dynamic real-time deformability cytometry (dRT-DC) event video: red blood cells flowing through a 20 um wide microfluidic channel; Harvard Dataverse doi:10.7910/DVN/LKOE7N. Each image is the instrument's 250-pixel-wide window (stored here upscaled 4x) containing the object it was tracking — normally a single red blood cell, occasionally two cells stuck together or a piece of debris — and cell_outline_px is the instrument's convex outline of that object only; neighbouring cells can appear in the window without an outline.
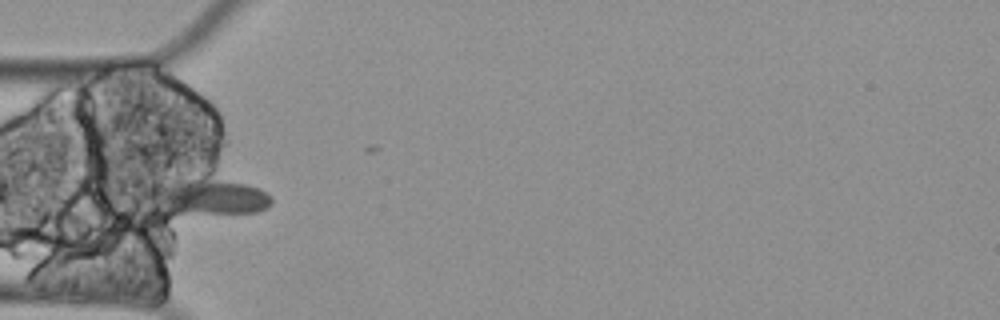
{"species": "Egyptian fruit bat (a non-hibernating species)", "species_latin": "Rousettus aegyptiacus", "temperature_condition": "cold", "stored_images_in_passage": 43, "camera_frame_rate_fps": 3000, "um_per_image_px": 0.085, "animal": {"sex": "female"}, "frame": {"image": 1, "passage_image": 1, "time_ms": 0.0, "image_size_px": [1000, 320], "cell_outline_px": [[272, 204], [256, 212], [172, 212], [144, 196], [152, 180], [208, 172], [260, 188], [272, 196]], "centroid_in_image_um": [17.6, 16.53], "position_along_channel_um": 67.4, "area_um2": 27.63}}
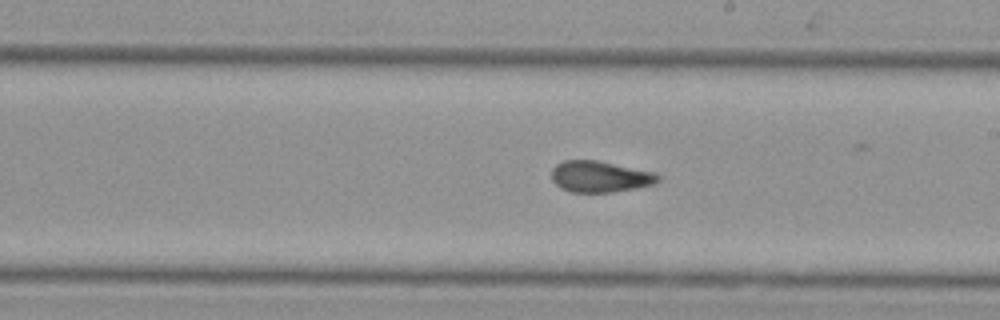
{"frame": {"image": 2, "passage_image": 16, "time_ms": 5.0, "image_size_px": [1000, 320], "cell_outline_px": [[660, 180], [652, 184], [636, 188], [612, 192], [572, 192], [560, 188], [552, 180], [552, 168], [556, 164], [564, 160], [596, 160], [656, 172], [660, 176]], "centroid_in_image_um": [51.0, 15.01], "position_along_channel_um": 238.0, "area_um2": 19.42}}
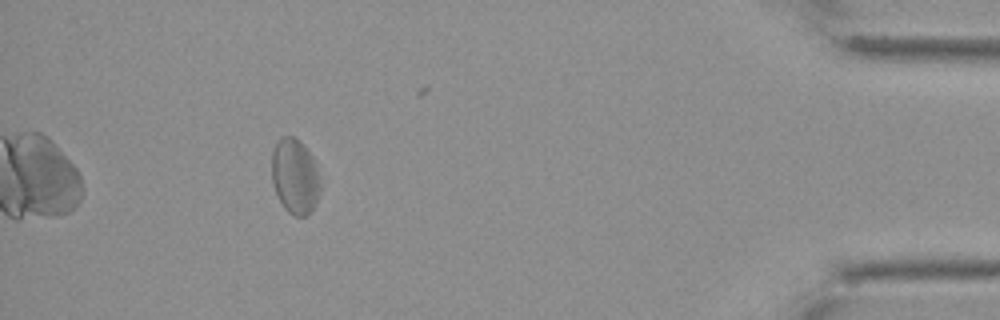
{"frame": {"image": 3, "passage_image": 37, "time_ms": 12.0, "image_size_px": [1000, 320], "cell_outline_px": [[320, 192], [316, 204], [312, 212], [308, 216], [296, 216], [288, 212], [284, 208], [276, 192], [272, 180], [272, 152], [276, 140], [280, 136], [296, 136], [300, 140], [312, 156], [316, 164], [320, 184]], "centroid_in_image_um": [25.08, 14.97], "position_along_channel_um": 410.1, "area_um2": 21.62}, "authors_computed_cell_mechanics": {"area_um2": 20.0566, "velocity_mm_per_s": 3.2591, "shape_relaxation_time_tau1_ms": null, "shape_relaxation_time_tau2_ms": 5.0584, "deformation_change_tau1": null, "deformation_change_tau2": 0.1385}}